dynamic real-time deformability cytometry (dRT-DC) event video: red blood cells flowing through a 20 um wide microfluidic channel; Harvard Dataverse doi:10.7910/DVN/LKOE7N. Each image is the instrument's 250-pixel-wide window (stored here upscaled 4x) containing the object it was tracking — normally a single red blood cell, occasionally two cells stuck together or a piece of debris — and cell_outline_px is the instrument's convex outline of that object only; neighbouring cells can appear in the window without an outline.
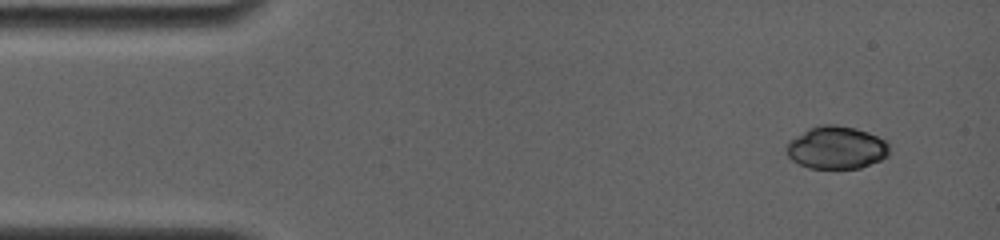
{"species": "common noctule bat (a hibernating species)", "species_latin": "Nyctalus noctula", "temperature_condition": "room temperature", "stored_images_in_passage": 6, "camera_frame_rate_fps": 4000, "um_per_image_px": 0.085, "animal": {"sex": "female", "body_mass_g": 19.0, "forearm_length_mm": 56.7}, "frame": {"image": 1, "passage_image": 1, "time_ms": 0.0, "image_size_px": [1000, 240], "cell_outline_px": [[888, 156], [880, 160], [860, 168], [808, 168], [792, 160], [788, 156], [788, 140], [808, 128], [820, 124], [836, 124], [856, 128], [868, 132], [888, 140]], "centroid_in_image_um": [71.11, 12.53], "position_along_channel_um": 13.9, "area_um2": 25.72}}
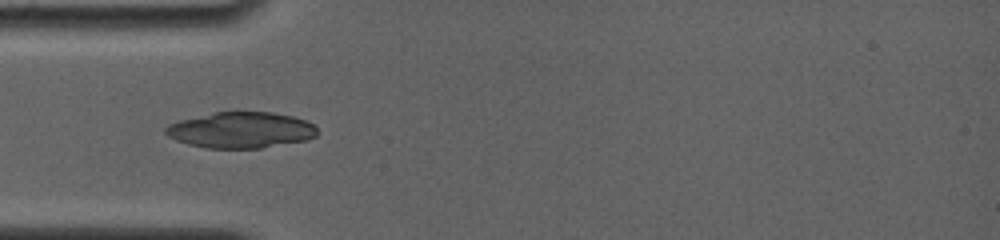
{"frame": {"image": 2, "passage_image": 5, "time_ms": 3.75, "image_size_px": [1000, 240], "cell_outline_px": [[316, 136], [304, 140], [260, 148], [204, 148], [188, 144], [176, 140], [168, 136], [164, 132], [164, 128], [168, 124], [180, 120], [212, 112], [272, 112], [292, 116], [304, 120], [312, 124], [316, 128]], "centroid_in_image_um": [20.42, 11.05], "position_along_channel_um": 64.6, "area_um2": 31.67}}